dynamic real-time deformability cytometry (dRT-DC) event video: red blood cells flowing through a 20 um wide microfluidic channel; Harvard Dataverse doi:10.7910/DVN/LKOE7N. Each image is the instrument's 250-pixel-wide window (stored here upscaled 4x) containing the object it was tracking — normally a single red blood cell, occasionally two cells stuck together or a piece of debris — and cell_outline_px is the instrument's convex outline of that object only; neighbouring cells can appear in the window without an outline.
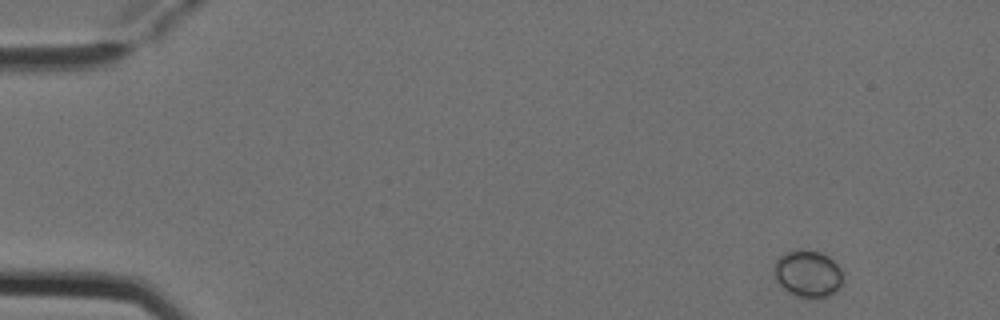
{"species": "Egyptian fruit bat (a non-hibernating species)", "species_latin": "Rousettus aegyptiacus", "temperature_condition": "cold", "stored_images_in_passage": 4, "camera_frame_rate_fps": 3000, "um_per_image_px": 0.085, "animal": {"sex": "female"}, "frame": {"image": 1, "passage_image": 1, "time_ms": 0.0, "image_size_px": [1000, 320], "cell_outline_px": [[844, 284], [836, 292], [828, 296], [796, 296], [788, 292], [776, 280], [776, 260], [780, 256], [788, 252], [820, 252], [828, 256], [840, 268]], "centroid_in_image_um": [68.73, 23.3], "position_along_channel_um": 16.3, "area_um2": 18.09}}
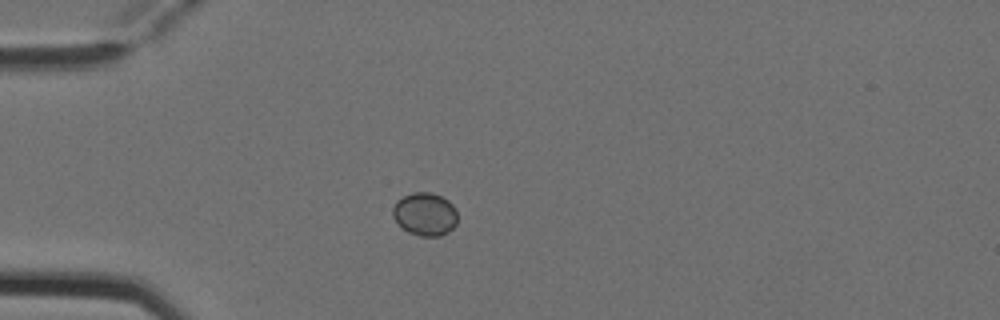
{"frame": {"image": 2, "passage_image": 4, "time_ms": 1.0, "image_size_px": [1000, 320], "cell_outline_px": [[456, 224], [448, 232], [440, 236], [420, 236], [408, 232], [392, 216], [392, 208], [396, 200], [412, 192], [432, 192], [448, 200], [456, 208]], "centroid_in_image_um": [36.12, 18.19], "position_along_channel_um": 48.9, "area_um2": 16.24}}